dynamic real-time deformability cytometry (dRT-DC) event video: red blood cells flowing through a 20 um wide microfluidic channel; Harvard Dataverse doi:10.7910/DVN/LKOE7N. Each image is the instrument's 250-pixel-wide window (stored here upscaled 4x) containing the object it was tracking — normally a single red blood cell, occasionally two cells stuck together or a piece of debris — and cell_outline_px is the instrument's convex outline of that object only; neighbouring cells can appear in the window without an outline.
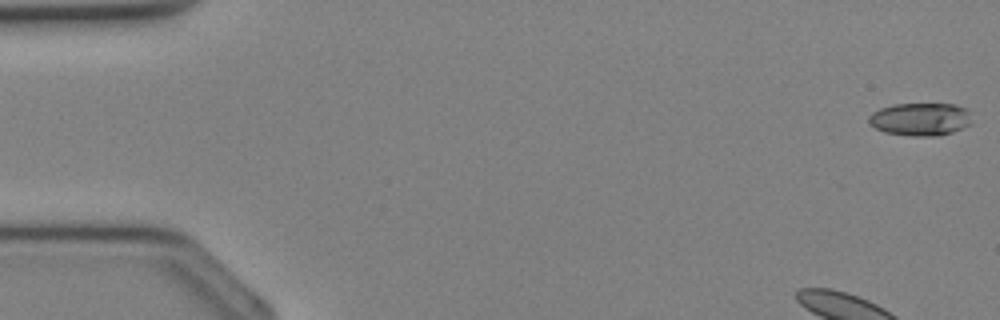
{"species": "Egyptian fruit bat (a non-hibernating species)", "species_latin": "Rousettus aegyptiacus", "temperature_condition": "cold", "stored_images_in_passage": 36, "camera_frame_rate_fps": 3000, "um_per_image_px": 0.085, "animal": {"sex": "female"}, "frame": {"image": 1, "passage_image": 1, "time_ms": 0.0, "image_size_px": [1000, 320], "cell_outline_px": [[972, 124], [964, 128], [940, 136], [908, 136], [884, 132], [868, 124], [868, 116], [872, 112], [880, 108], [892, 104], [956, 104], [968, 108]], "centroid_in_image_um": [78.24, 10.13], "position_along_channel_um": 6.8, "area_um2": 20.17}}
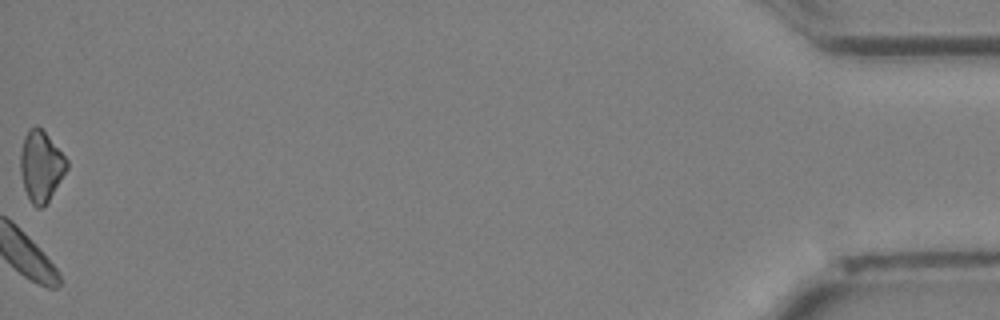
{"frame": {"image": 2, "passage_image": 36, "time_ms": 11.667, "image_size_px": [1000, 320], "cell_outline_px": [[68, 168], [48, 200], [40, 208], [36, 208], [32, 204], [24, 188], [20, 172], [20, 152], [24, 136], [28, 128], [36, 124], [48, 136], [68, 160]], "centroid_in_image_um": [3.46, 14.09], "position_along_channel_um": 431.7, "area_um2": 18.96}}